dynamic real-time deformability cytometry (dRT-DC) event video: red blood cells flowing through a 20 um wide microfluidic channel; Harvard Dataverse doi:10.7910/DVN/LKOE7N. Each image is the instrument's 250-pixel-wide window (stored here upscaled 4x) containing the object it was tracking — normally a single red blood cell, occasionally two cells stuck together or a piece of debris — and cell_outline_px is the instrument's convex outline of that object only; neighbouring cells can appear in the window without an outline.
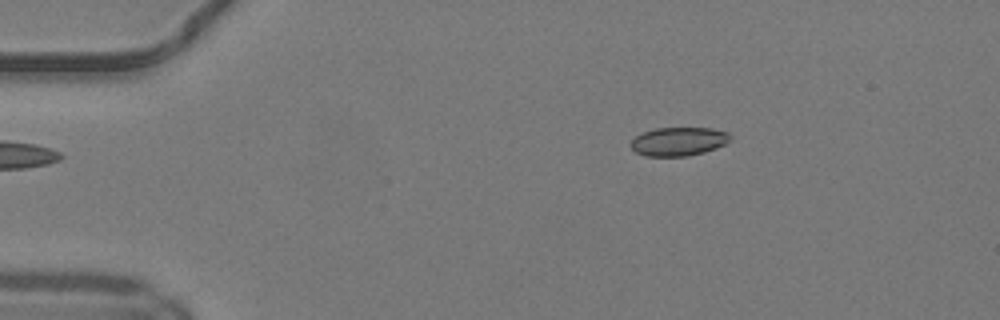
{"species": "common noctule bat (a hibernating species)", "species_latin": "Nyctalus noctula", "temperature_condition": "warm", "stored_images_in_passage": 42, "camera_frame_rate_fps": 3000, "um_per_image_px": 0.085, "animal": {"sex": "male", "body_mass_g": 19.2, "forearm_length_mm": 51.8}, "frame": {"image": 1, "passage_image": 1, "time_ms": 0.0, "image_size_px": [1000, 320], "cell_outline_px": [[732, 140], [716, 148], [704, 152], [688, 156], [644, 156], [636, 152], [628, 144], [636, 136], [644, 132], [656, 128], [712, 128], [728, 132], [732, 136]], "centroid_in_image_um": [57.69, 12.02], "position_along_channel_um": 27.3, "area_um2": 16.7}}
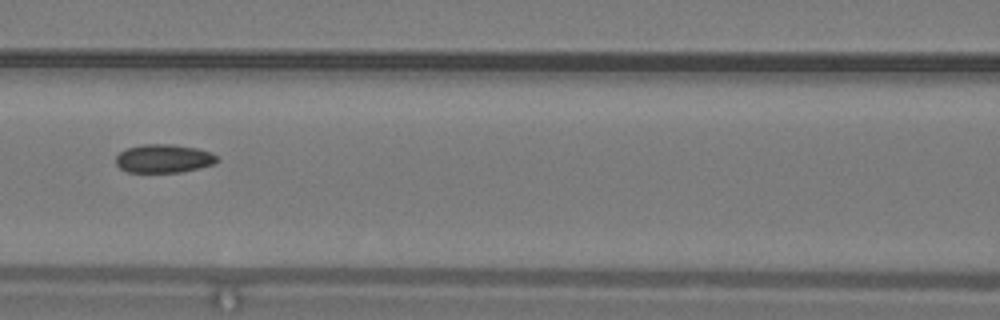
{"frame": {"image": 2, "passage_image": 15, "time_ms": 4.667, "image_size_px": [1000, 320], "cell_outline_px": [[220, 160], [212, 164], [180, 172], [128, 172], [120, 168], [116, 164], [116, 156], [120, 152], [128, 148], [140, 144], [172, 144], [196, 148], [212, 152]], "centroid_in_image_um": [13.9, 13.47], "position_along_channel_um": 152.7, "area_um2": 16.7}}
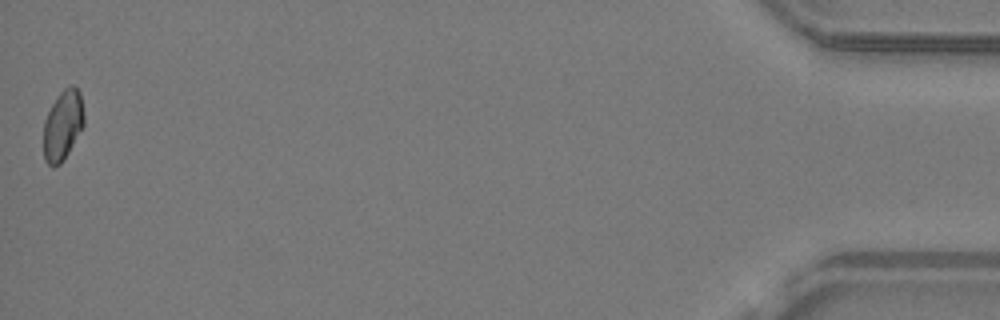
{"frame": {"image": 3, "passage_image": 42, "time_ms": 13.667, "image_size_px": [1000, 320], "cell_outline_px": [[84, 124], [68, 152], [60, 164], [52, 168], [44, 160], [44, 120], [52, 104], [60, 92], [68, 84], [72, 84], [80, 92], [84, 112]], "centroid_in_image_um": [5.33, 10.62], "position_along_channel_um": 429.9, "area_um2": 16.47}, "authors_computed_cell_mechanics": {"area_um2": 17.0799, "velocity_mm_per_s": 4.1585, "shape_relaxation_time_tau1_ms": null, "shape_relaxation_time_tau2_ms": 2.8037, "deformation_change_tau1": null, "deformation_change_tau2": 0.0634}}